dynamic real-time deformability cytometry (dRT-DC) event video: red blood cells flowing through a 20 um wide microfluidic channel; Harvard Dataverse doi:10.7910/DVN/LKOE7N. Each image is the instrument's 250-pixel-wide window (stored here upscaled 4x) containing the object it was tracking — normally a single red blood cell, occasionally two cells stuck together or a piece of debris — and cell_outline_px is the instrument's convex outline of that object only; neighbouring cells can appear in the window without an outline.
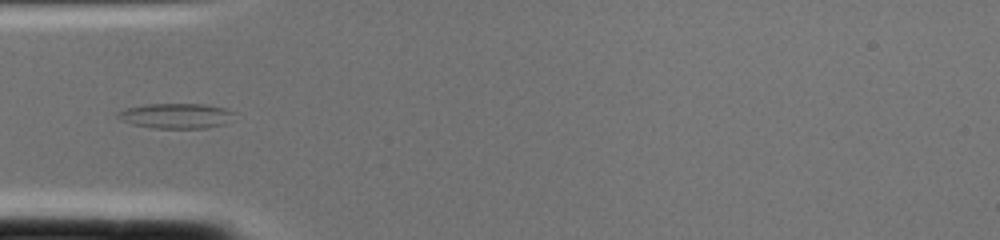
{"species": "common noctule bat (a hibernating species)", "species_latin": "Nyctalus noctula", "temperature_condition": "cold", "stored_images_in_passage": 2, "camera_frame_rate_fps": 3000, "um_per_image_px": 0.085, "animal": {"sex": "female", "body_mass_g": 22.0, "forearm_length_mm": 56.7}, "frame": {"image": 1, "passage_image": 2, "time_ms": 0.333, "image_size_px": [1000, 240], "cell_outline_px": [[236, 112], [224, 124], [208, 128], [152, 128], [132, 124], [120, 120], [116, 116], [116, 112], [124, 108], [148, 104], [208, 104], [224, 108]], "centroid_in_image_um": [14.92, 9.84], "position_along_channel_um": 70.1, "area_um2": 17.17}}